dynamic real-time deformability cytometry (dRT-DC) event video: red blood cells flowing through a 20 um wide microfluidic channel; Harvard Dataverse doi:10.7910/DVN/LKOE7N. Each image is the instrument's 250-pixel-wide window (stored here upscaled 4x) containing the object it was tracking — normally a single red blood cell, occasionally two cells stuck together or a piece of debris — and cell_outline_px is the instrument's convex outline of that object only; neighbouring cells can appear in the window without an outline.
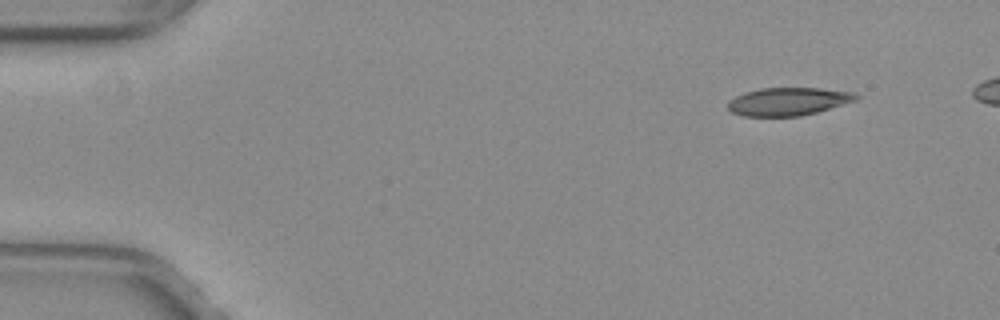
{"species": "common noctule bat (a hibernating species)", "species_latin": "Nyctalus noctula", "temperature_condition": "warm", "stored_images_in_passage": 5, "camera_frame_rate_fps": 3000, "um_per_image_px": 0.085, "animal": {"sex": "female", "body_mass_g": 29.2, "forearm_length_mm": 56.3}, "frame": {"image": 1, "passage_image": 1, "time_ms": 0.0, "image_size_px": [1000, 320], "cell_outline_px": [[860, 96], [856, 100], [816, 112], [800, 116], [744, 116], [732, 112], [728, 108], [728, 100], [744, 92], [760, 88], [820, 88], [856, 92]], "centroid_in_image_um": [67.0, 8.61], "position_along_channel_um": 18.0, "area_um2": 20.87}}